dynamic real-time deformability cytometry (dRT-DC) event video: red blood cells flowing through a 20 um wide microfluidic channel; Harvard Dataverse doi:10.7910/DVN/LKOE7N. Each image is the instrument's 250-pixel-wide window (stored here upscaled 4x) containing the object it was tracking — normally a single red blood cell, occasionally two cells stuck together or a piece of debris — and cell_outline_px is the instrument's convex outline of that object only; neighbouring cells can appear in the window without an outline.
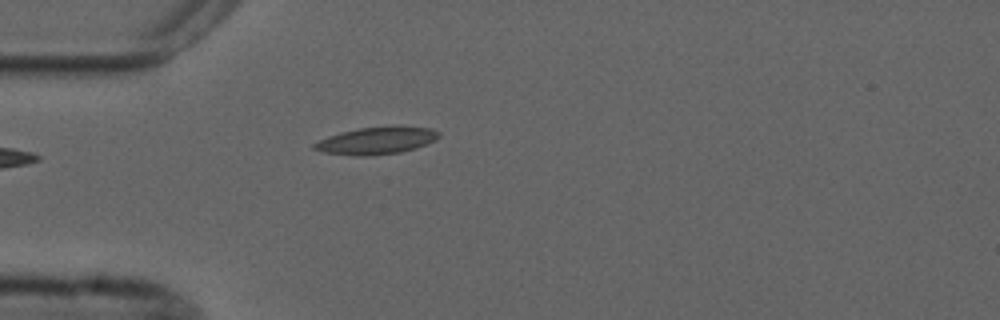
{"species": "common noctule bat (a hibernating species)", "species_latin": "Nyctalus noctula", "temperature_condition": "cold", "stored_images_in_passage": 2, "camera_frame_rate_fps": 3000, "um_per_image_px": 0.085, "animal": {"sex": "male", "forearm_length_mm": 52.5}, "frame": {"image": 1, "passage_image": 2, "time_ms": 1.333, "image_size_px": [1000, 320], "cell_outline_px": [[440, 136], [436, 140], [416, 148], [400, 152], [364, 156], [360, 156], [324, 152], [312, 148], [312, 144], [328, 136], [340, 132], [360, 128], [396, 124], [432, 128], [440, 132]], "centroid_in_image_um": [32.06, 11.91], "position_along_channel_um": 52.9, "area_um2": 20.11}}